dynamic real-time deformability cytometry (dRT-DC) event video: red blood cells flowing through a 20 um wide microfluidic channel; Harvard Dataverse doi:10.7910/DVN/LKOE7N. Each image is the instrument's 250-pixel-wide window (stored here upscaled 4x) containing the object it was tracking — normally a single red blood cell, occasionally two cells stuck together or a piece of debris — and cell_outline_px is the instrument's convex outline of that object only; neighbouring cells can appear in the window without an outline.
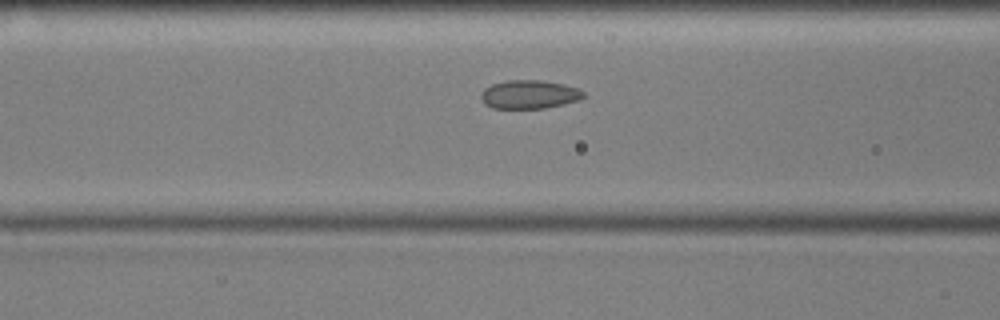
{"species": "common noctule bat (a hibernating species)", "species_latin": "Nyctalus noctula", "temperature_condition": "cold", "stored_images_in_passage": 39, "camera_frame_rate_fps": 3000, "um_per_image_px": 0.085, "animal": {"sex": "male", "body_mass_g": 17.9, "forearm_length_mm": 54.2}, "frame": {"image": 1, "passage_image": 15, "time_ms": 4.667, "image_size_px": [1000, 320], "cell_outline_px": [[584, 96], [580, 100], [544, 108], [492, 108], [484, 104], [480, 96], [480, 92], [484, 88], [492, 84], [508, 80], [540, 80], [564, 84], [580, 88], [584, 92]], "centroid_in_image_um": [44.98, 8.02], "position_along_channel_um": 121.6, "area_um2": 17.17}}
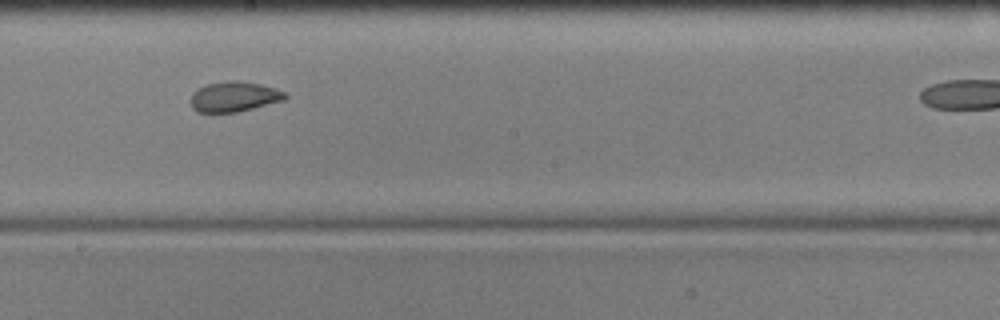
{"frame": {"image": 2, "passage_image": 24, "time_ms": 7.667, "image_size_px": [1000, 320], "cell_outline_px": [[288, 96], [284, 100], [236, 112], [196, 112], [192, 108], [192, 92], [208, 84], [232, 80], [236, 80], [260, 84], [276, 88], [284, 92]], "centroid_in_image_um": [19.91, 8.21], "position_along_channel_um": 228.3, "area_um2": 16.36}}
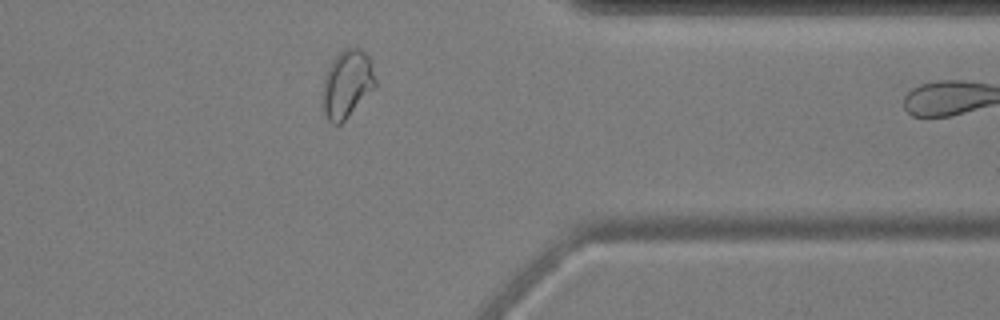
{"frame": {"image": 3, "passage_image": 38, "time_ms": 12.333, "image_size_px": [1000, 320], "cell_outline_px": [[376, 88], [340, 124], [332, 124], [328, 120], [324, 112], [320, 100], [324, 76], [332, 60], [344, 48], [360, 48], [368, 56], [376, 80]], "centroid_in_image_um": [29.47, 7.16], "position_along_channel_um": 381.9, "area_um2": 21.04}}